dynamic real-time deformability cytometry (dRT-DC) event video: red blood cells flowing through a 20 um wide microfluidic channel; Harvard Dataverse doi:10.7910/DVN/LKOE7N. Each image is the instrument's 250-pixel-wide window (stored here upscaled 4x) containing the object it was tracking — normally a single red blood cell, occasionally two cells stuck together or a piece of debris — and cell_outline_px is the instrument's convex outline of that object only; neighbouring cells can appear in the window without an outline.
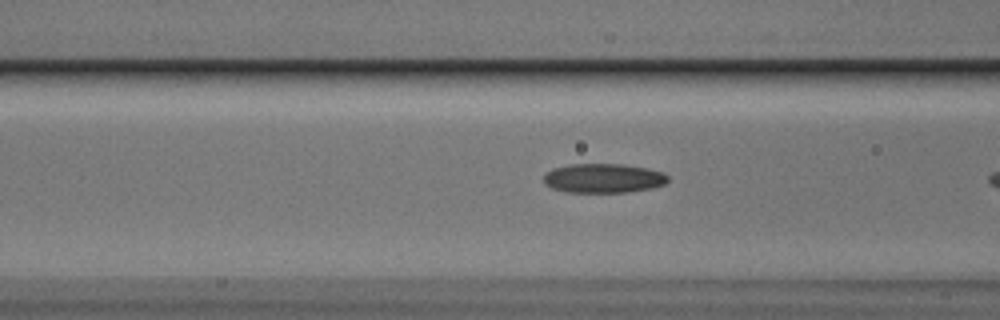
{"species": "Egyptian fruit bat (a non-hibernating species)", "species_latin": "Rousettus aegyptiacus", "temperature_condition": "cold", "stored_images_in_passage": 8, "camera_frame_rate_fps": 3000, "um_per_image_px": 0.085, "animal": {"sex": "male"}, "frame": {"image": 1, "passage_image": 7, "time_ms": 2.0, "image_size_px": [1000, 320], "cell_outline_px": [[668, 180], [664, 184], [652, 188], [628, 192], [568, 192], [552, 188], [544, 184], [544, 176], [552, 168], [572, 164], [620, 164], [644, 168], [664, 172], [668, 176]], "centroid_in_image_um": [51.28, 15.15], "position_along_channel_um": 115.3, "area_um2": 21.1}}